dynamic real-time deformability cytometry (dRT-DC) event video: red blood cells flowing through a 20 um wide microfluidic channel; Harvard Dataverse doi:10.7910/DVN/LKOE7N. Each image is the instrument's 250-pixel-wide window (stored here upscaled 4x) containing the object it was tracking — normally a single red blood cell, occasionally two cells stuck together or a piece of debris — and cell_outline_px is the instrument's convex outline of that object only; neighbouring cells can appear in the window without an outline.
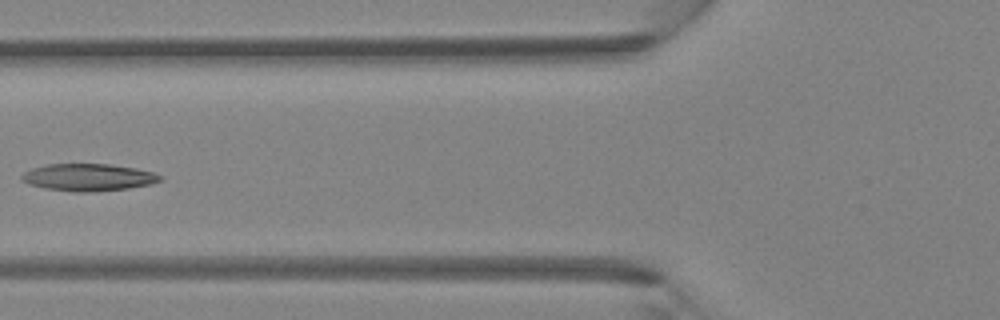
{"species": "Egyptian fruit bat (a non-hibernating species)", "species_latin": "Rousettus aegyptiacus", "temperature_condition": "room temperature", "stored_images_in_passage": 4, "camera_frame_rate_fps": 3000, "um_per_image_px": 0.085, "animal": {"sex": "female"}, "frame": {"image": 1, "passage_image": 4, "time_ms": 1.0, "image_size_px": [1000, 320], "cell_outline_px": [[164, 176], [160, 180], [152, 184], [128, 188], [96, 192], [72, 192], [44, 188], [28, 184], [20, 180], [20, 176], [24, 172], [32, 168], [48, 164], [108, 164], [136, 168], [152, 172]], "centroid_in_image_um": [7.49, 15.08], "position_along_channel_um": 118.3, "area_um2": 22.14}}